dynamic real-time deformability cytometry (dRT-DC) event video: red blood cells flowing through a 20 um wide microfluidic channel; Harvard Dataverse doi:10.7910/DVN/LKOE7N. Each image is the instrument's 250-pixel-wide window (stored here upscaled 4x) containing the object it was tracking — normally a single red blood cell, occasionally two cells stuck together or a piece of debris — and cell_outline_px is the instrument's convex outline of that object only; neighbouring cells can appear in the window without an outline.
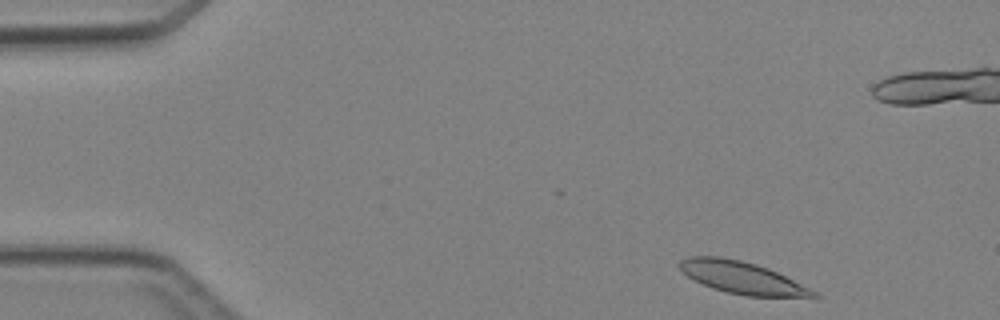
{"species": "Egyptian fruit bat (a non-hibernating species)", "species_latin": "Rousettus aegyptiacus", "temperature_condition": "cold", "stored_images_in_passage": 4, "camera_frame_rate_fps": 3000, "um_per_image_px": 0.085, "animal": {"sex": "female"}, "frame": {"image": 1, "passage_image": 1, "time_ms": 0.0, "image_size_px": [1000, 320], "cell_outline_px": [[820, 296], [748, 296], [728, 292], [712, 288], [688, 276], [680, 268], [680, 260], [688, 256], [720, 256], [740, 260], [756, 264], [768, 268], [812, 288]], "centroid_in_image_um": [63.08, 23.58], "position_along_channel_um": 21.9, "area_um2": 24.62}}